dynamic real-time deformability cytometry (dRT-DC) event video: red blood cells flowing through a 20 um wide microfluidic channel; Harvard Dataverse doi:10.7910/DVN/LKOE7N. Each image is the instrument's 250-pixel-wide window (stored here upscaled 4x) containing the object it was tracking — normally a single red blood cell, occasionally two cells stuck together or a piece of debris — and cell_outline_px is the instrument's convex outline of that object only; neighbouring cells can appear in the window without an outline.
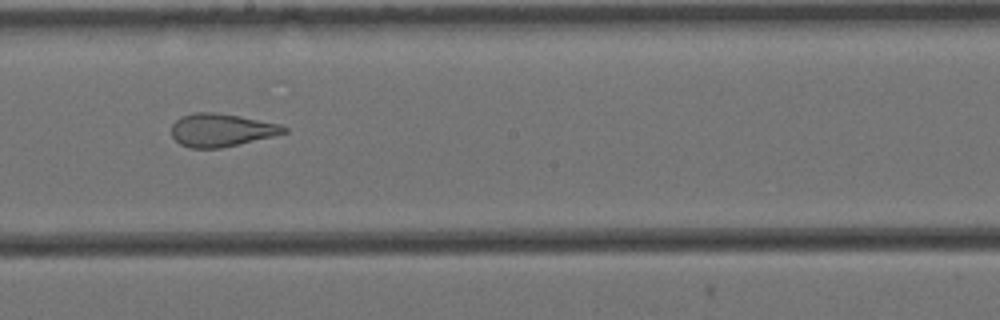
{"species": "Egyptian fruit bat (a non-hibernating species)", "species_latin": "Rousettus aegyptiacus", "temperature_condition": "cold", "stored_images_in_passage": 10, "camera_frame_rate_fps": 3000, "um_per_image_px": 0.085, "animal": {"sex": "female"}, "frame": {"image": 1, "passage_image": 9, "time_ms": 2.667, "image_size_px": [1000, 320], "cell_outline_px": [[288, 132], [276, 136], [220, 148], [188, 148], [180, 144], [172, 136], [172, 124], [176, 120], [184, 116], [196, 112], [216, 112], [240, 116], [280, 124], [288, 128]], "centroid_in_image_um": [18.85, 11.06], "position_along_channel_um": 229.4, "area_um2": 21.68}}